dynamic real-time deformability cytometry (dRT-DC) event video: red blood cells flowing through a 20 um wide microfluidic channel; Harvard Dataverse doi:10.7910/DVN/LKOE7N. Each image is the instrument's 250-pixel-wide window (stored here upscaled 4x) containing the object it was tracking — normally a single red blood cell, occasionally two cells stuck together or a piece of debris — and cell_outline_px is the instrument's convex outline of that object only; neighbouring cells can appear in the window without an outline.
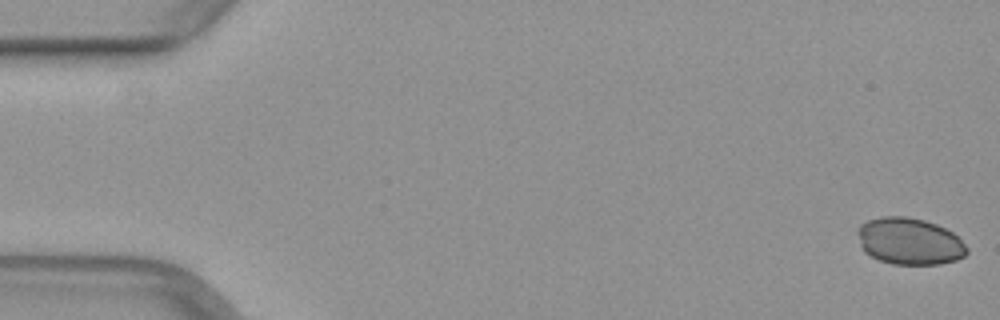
{"species": "common noctule bat (a hibernating species)", "species_latin": "Nyctalus noctula", "temperature_condition": "warm", "stored_images_in_passage": 12, "camera_frame_rate_fps": 3000, "um_per_image_px": 0.085, "animal": {"sex": "female", "body_mass_g": 29.2, "forearm_length_mm": 56.3}, "frame": {"image": 1, "passage_image": 1, "time_ms": 0.0, "image_size_px": [1000, 320], "cell_outline_px": [[968, 252], [964, 256], [956, 260], [940, 264], [892, 264], [880, 260], [864, 252], [860, 244], [856, 232], [860, 224], [868, 220], [880, 216], [904, 216], [924, 220], [936, 224], [952, 232], [968, 248]], "centroid_in_image_um": [77.28, 20.5], "position_along_channel_um": 7.7, "area_um2": 29.82}}